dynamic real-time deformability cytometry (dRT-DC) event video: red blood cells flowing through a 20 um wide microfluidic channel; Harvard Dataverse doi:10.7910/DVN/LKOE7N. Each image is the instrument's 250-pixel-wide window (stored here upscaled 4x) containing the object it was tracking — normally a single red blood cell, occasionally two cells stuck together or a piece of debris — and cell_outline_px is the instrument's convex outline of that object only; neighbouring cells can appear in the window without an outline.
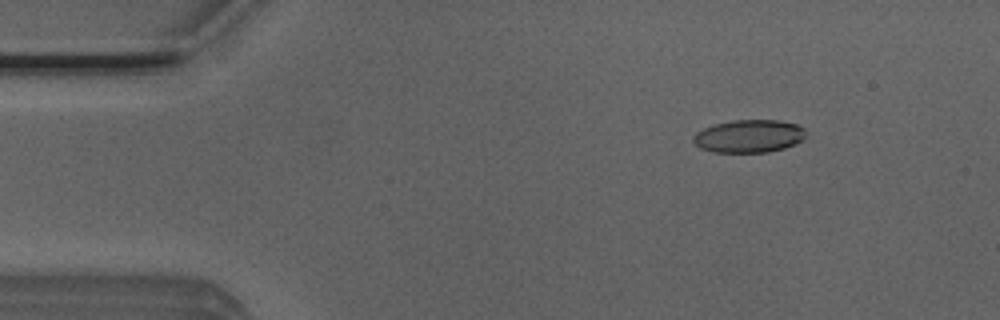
{"species": "Egyptian fruit bat (a non-hibernating species)", "species_latin": "Rousettus aegyptiacus", "temperature_condition": "room temperature", "stored_images_in_passage": 17, "camera_frame_rate_fps": 3000, "um_per_image_px": 0.085, "animal": {"sex": "male"}, "frame": {"image": 1, "passage_image": 7, "time_ms": 2.0, "image_size_px": [1000, 320], "cell_outline_px": [[808, 136], [804, 140], [784, 148], [768, 152], [712, 152], [700, 148], [692, 140], [692, 136], [696, 132], [704, 128], [716, 124], [732, 120], [780, 120], [796, 124], [804, 128], [808, 132]], "centroid_in_image_um": [63.7, 11.57], "position_along_channel_um": 21.3, "area_um2": 21.79}}
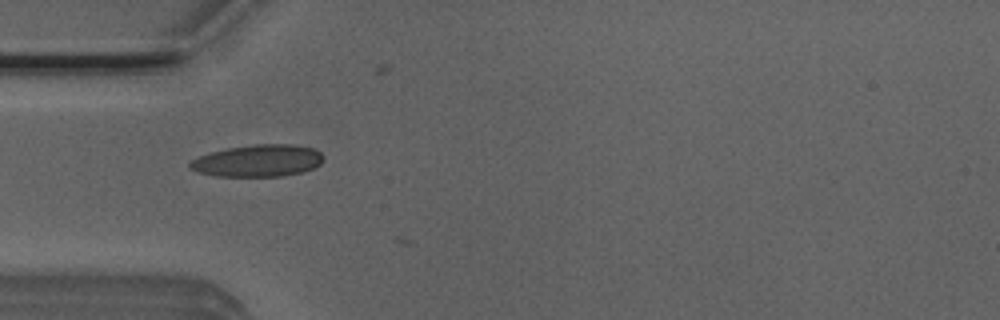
{"frame": {"image": 2, "passage_image": 16, "time_ms": 5.0, "image_size_px": [1000, 320], "cell_outline_px": [[324, 160], [320, 164], [312, 168], [300, 172], [280, 176], [216, 176], [200, 172], [192, 168], [188, 164], [192, 160], [200, 156], [212, 152], [228, 148], [252, 144], [296, 144], [312, 148], [320, 152], [324, 156]], "centroid_in_image_um": [21.97, 13.65], "position_along_channel_um": 63.0, "area_um2": 24.68}}